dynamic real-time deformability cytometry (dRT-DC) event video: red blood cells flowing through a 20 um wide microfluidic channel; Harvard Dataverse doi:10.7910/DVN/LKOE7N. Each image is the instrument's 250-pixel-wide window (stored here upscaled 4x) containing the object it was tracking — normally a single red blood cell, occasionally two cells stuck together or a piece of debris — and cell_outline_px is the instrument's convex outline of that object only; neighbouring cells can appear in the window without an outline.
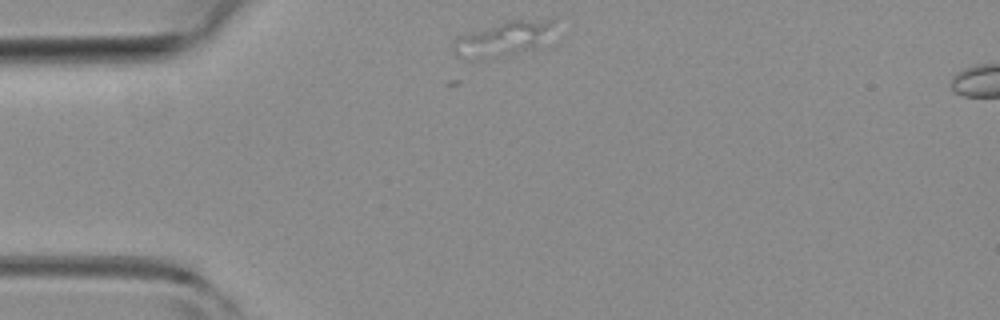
{"species": "common noctule bat (a hibernating species)", "species_latin": "Nyctalus noctula", "temperature_condition": "room temperature", "stored_images_in_passage": 3, "camera_frame_rate_fps": 3000, "um_per_image_px": 0.085, "animal": {"sex": "female", "body_mass_g": 19.3, "forearm_length_mm": 54.1}, "frame": {"image": 1, "passage_image": 1, "time_ms": 0.0, "image_size_px": [1000, 320], "cell_outline_px": [[556, 20], [548, 44], [544, 48], [504, 56], [480, 60], [464, 60], [456, 56], [452, 48], [452, 44], [456, 36], [464, 32], [504, 20]], "centroid_in_image_um": [42.77, 3.33], "position_along_channel_um": 42.2, "area_um2": 21.91}}